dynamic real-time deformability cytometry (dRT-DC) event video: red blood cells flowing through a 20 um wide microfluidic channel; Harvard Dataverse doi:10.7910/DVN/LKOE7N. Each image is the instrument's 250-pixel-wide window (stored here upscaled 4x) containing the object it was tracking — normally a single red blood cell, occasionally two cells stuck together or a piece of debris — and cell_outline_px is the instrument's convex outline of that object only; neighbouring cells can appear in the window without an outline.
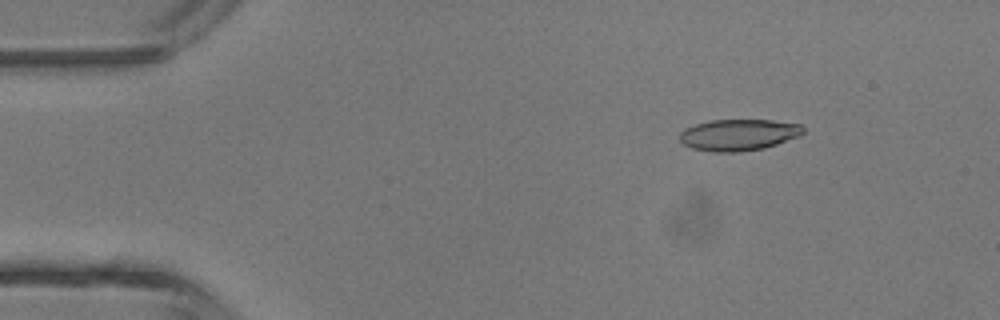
{"species": "common noctule bat (a hibernating species)", "species_latin": "Nyctalus noctula", "temperature_condition": "room temperature", "stored_images_in_passage": 4, "camera_frame_rate_fps": 3000, "um_per_image_px": 0.085, "animal": {"sex": "male", "body_mass_g": 13.3}, "frame": {"image": 1, "passage_image": 1, "time_ms": 0.0, "image_size_px": [1000, 320], "cell_outline_px": [[804, 132], [800, 136], [764, 148], [736, 152], [712, 152], [692, 148], [684, 144], [680, 140], [680, 132], [684, 128], [696, 124], [712, 120], [772, 120], [800, 124], [804, 128]], "centroid_in_image_um": [62.78, 11.46], "position_along_channel_um": 22.2, "area_um2": 22.6}}
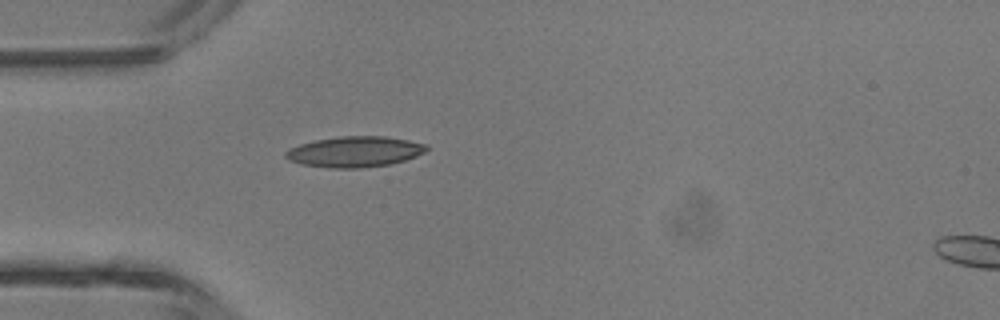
{"frame": {"image": 2, "passage_image": 3, "time_ms": 2.333, "image_size_px": [1000, 320], "cell_outline_px": [[428, 148], [424, 152], [416, 156], [392, 164], [360, 168], [328, 168], [300, 164], [288, 160], [284, 156], [284, 152], [288, 148], [300, 144], [316, 140], [340, 136], [384, 136], [408, 140], [428, 144]], "centroid_in_image_um": [30.13, 12.9], "position_along_channel_um": 54.9, "area_um2": 25.37}}